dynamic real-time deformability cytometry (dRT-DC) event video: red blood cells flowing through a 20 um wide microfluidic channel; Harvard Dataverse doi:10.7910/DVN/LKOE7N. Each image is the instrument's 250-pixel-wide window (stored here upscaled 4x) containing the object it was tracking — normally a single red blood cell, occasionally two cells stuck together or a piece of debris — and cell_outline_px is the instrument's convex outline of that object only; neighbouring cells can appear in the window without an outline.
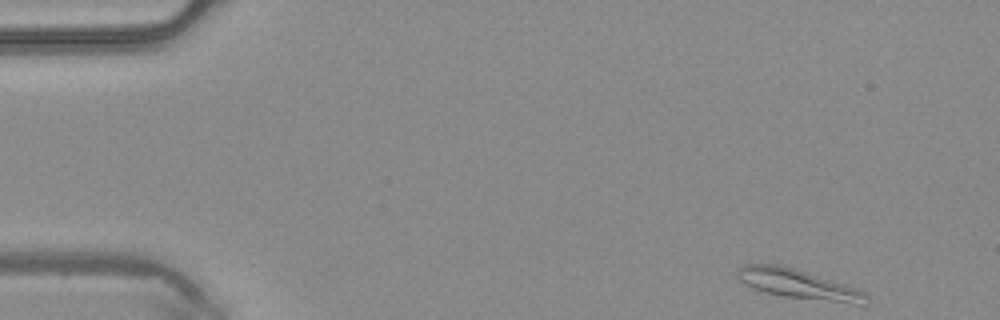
{"species": "common noctule bat (a hibernating species)", "species_latin": "Nyctalus noctula", "temperature_condition": "warm", "stored_images_in_passage": 44, "camera_frame_rate_fps": 3000, "um_per_image_px": 0.085, "animal": {"sex": "male", "body_mass_g": 20.4}, "frame": {"image": 1, "passage_image": 1, "time_ms": 0.0, "image_size_px": [1000, 320], "cell_outline_px": [[868, 304], [852, 304], [784, 296], [764, 292], [752, 288], [736, 280], [736, 268], [744, 264], [780, 264], [832, 280], [856, 288], [864, 292], [868, 296]], "centroid_in_image_um": [67.79, 24.14], "position_along_channel_um": 17.2, "area_um2": 22.25}}
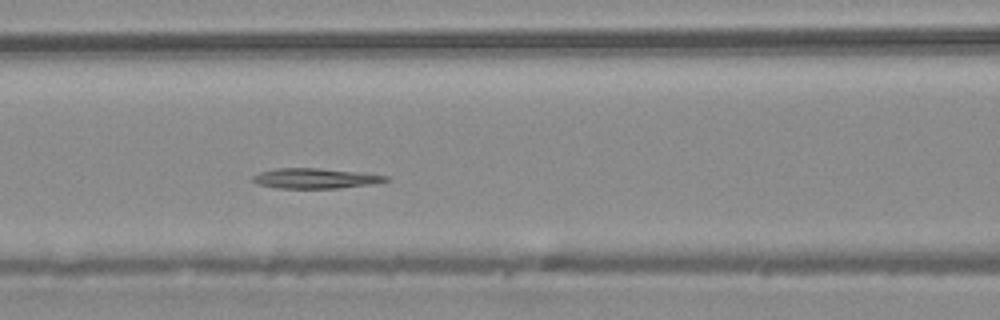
{"frame": {"image": 2, "passage_image": 17, "time_ms": 5.333, "image_size_px": [1000, 320], "cell_outline_px": [[388, 180], [372, 184], [340, 188], [276, 188], [256, 184], [252, 180], [252, 176], [260, 172], [276, 168], [320, 168], [356, 172], [388, 176]], "centroid_in_image_um": [26.73, 15.16], "position_along_channel_um": 139.9, "area_um2": 15.55}}
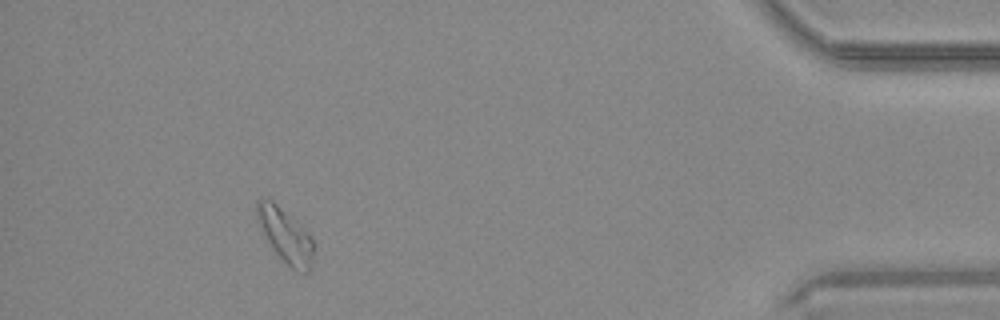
{"frame": {"image": 3, "passage_image": 40, "time_ms": 13.0, "image_size_px": [1000, 320], "cell_outline_px": [[316, 248], [312, 268], [308, 272], [304, 272], [292, 268], [272, 248], [256, 220], [256, 200], [268, 196], [300, 224], [308, 232], [316, 244]], "centroid_in_image_um": [24.29, 19.98], "position_along_channel_um": 410.9, "area_um2": 18.21}}